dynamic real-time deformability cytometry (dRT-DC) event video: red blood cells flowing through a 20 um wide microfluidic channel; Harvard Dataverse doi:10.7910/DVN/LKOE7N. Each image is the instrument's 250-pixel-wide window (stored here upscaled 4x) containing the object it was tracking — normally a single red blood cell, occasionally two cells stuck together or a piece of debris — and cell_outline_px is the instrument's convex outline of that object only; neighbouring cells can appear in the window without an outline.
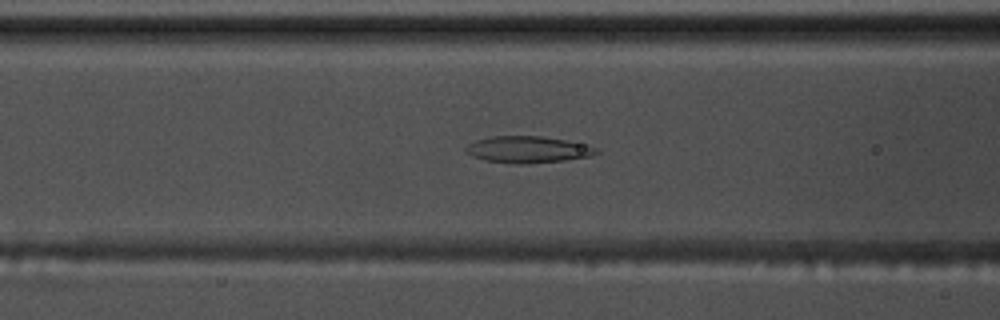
{"species": "common noctule bat (a hibernating species)", "species_latin": "Nyctalus noctula", "temperature_condition": "warm", "stored_images_in_passage": 39, "camera_frame_rate_fps": 3000, "um_per_image_px": 0.085, "animal": {"sex": "male", "body_mass_g": 17.5, "forearm_length_mm": 52.3}, "frame": {"image": 1, "passage_image": 6, "time_ms": 1.667, "image_size_px": [1000, 320], "cell_outline_px": [[600, 152], [588, 156], [564, 160], [520, 164], [516, 164], [484, 160], [472, 156], [464, 152], [464, 148], [468, 144], [476, 140], [492, 136], [540, 136], [564, 140], [596, 148]], "centroid_in_image_um": [44.77, 12.71], "position_along_channel_um": 121.8, "area_um2": 19.94}}
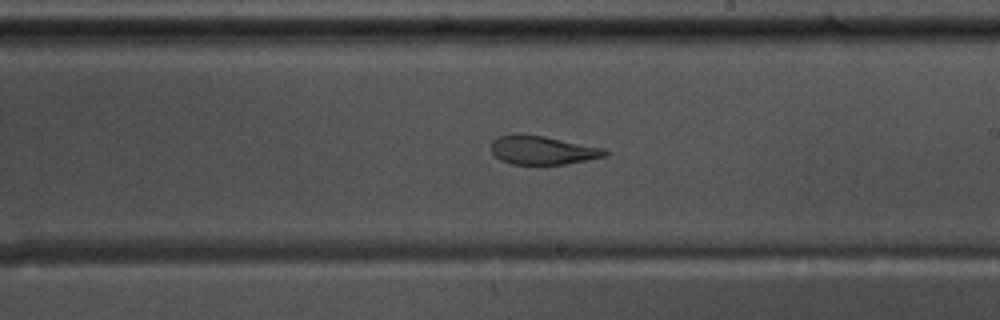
{"frame": {"image": 2, "passage_image": 16, "time_ms": 5.0, "image_size_px": [1000, 320], "cell_outline_px": [[608, 156], [564, 164], [512, 164], [500, 160], [492, 152], [492, 140], [500, 136], [516, 132], [520, 132], [544, 136], [604, 148], [608, 152]], "centroid_in_image_um": [46.1, 12.74], "position_along_channel_um": 242.9, "area_um2": 19.13}}
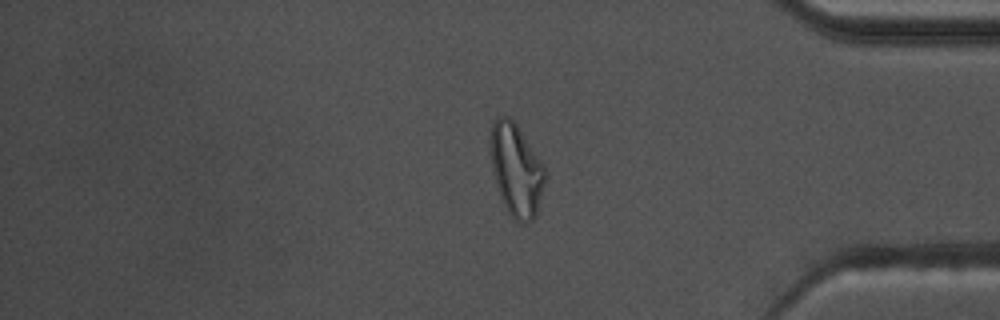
{"frame": {"image": 3, "passage_image": 30, "time_ms": 9.667, "image_size_px": [1000, 320], "cell_outline_px": [[544, 184], [536, 216], [532, 220], [524, 224], [520, 224], [508, 212], [500, 196], [496, 184], [492, 168], [488, 140], [488, 136], [492, 124], [500, 116], [508, 116], [516, 124], [540, 160], [544, 168]], "centroid_in_image_um": [43.84, 14.44], "position_along_channel_um": 391.4, "area_um2": 29.19}, "authors_computed_cell_mechanics": {"area_um2": 20.6924, "velocity_mm_per_s": 3.6478, "shape_relaxation_time_tau1_ms": null, "shape_relaxation_time_tau2_ms": 2.2371, "deformation_change_tau1": null, "deformation_change_tau2": 0.1114}}